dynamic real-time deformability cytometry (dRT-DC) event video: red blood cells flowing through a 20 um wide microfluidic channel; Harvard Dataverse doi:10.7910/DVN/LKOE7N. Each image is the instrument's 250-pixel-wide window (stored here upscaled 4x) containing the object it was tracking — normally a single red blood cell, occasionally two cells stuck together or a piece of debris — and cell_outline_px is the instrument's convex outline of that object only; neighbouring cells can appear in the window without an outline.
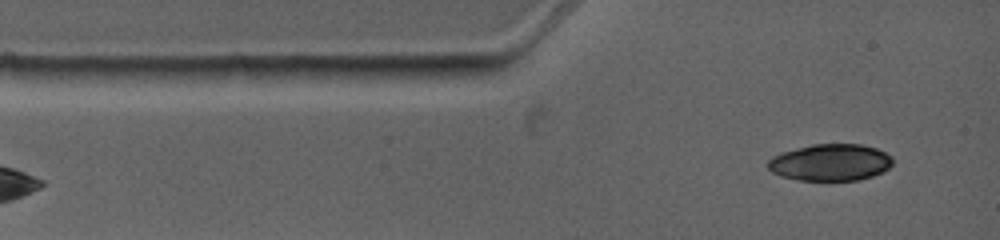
{"species": "common noctule bat (a hibernating species)", "species_latin": "Nyctalus noctula", "temperature_condition": "warm", "stored_images_in_passage": 4, "segment_of_instrument_passage": [2, 2], "camera_frame_rate_fps": 4500, "um_per_image_px": 0.085, "animal": {"sex": "female", "body_mass_g": 19.0, "forearm_length_mm": 53.3}, "frame": {"image": 1, "passage_image": 4, "time_ms": 2.667, "image_size_px": [1000, 240], "cell_outline_px": [[892, 164], [888, 168], [872, 176], [860, 180], [796, 180], [780, 176], [772, 172], [768, 168], [768, 160], [772, 156], [780, 152], [812, 144], [860, 144], [876, 148], [892, 156]], "centroid_in_image_um": [70.55, 13.8], "position_along_channel_um": 14.5, "area_um2": 26.82}}